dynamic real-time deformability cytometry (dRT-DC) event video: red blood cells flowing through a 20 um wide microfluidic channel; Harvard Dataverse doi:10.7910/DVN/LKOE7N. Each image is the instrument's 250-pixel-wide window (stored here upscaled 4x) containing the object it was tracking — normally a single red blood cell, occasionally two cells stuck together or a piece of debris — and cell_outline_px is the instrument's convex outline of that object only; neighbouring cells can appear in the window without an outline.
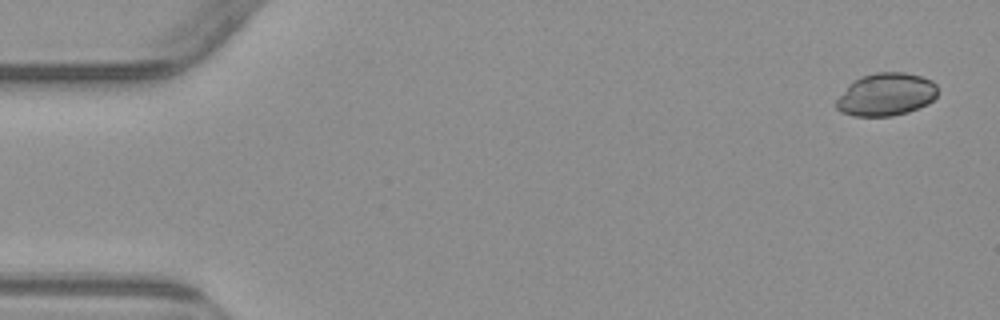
{"species": "common noctule bat (a hibernating species)", "species_latin": "Nyctalus noctula", "temperature_condition": "warm", "stored_images_in_passage": 7, "camera_frame_rate_fps": 3000, "um_per_image_px": 0.085, "animal": {"sex": "male", "body_mass_g": 23.1, "forearm_length_mm": 52.7}, "frame": {"image": 1, "passage_image": 1, "time_ms": 0.0, "image_size_px": [1000, 320], "cell_outline_px": [[936, 96], [928, 104], [908, 112], [892, 116], [852, 116], [840, 112], [836, 108], [836, 100], [848, 84], [852, 80], [876, 72], [904, 72], [920, 76], [932, 80], [936, 84]], "centroid_in_image_um": [75.29, 8.03], "position_along_channel_um": 9.7, "area_um2": 25.37}}
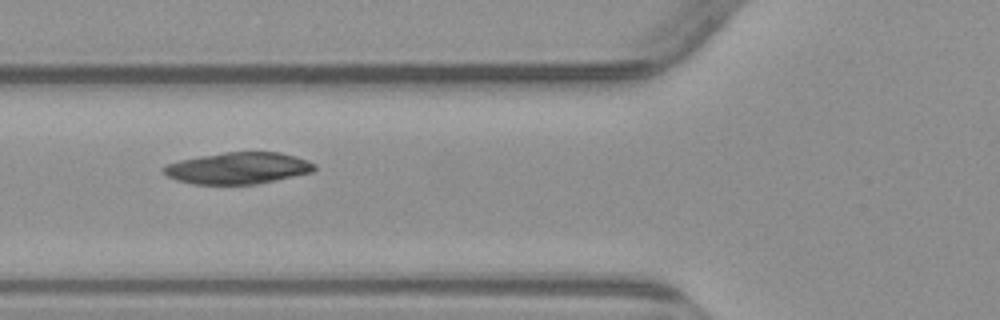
{"frame": {"image": 2, "passage_image": 6, "time_ms": 6.0, "image_size_px": [1000, 320], "cell_outline_px": [[316, 168], [312, 172], [276, 180], [256, 184], [192, 184], [176, 180], [168, 176], [160, 168], [168, 164], [180, 160], [200, 156], [224, 152], [280, 152], [296, 156], [308, 160], [316, 164]], "centroid_in_image_um": [20.25, 14.29], "position_along_channel_um": 105.6, "area_um2": 27.8}}
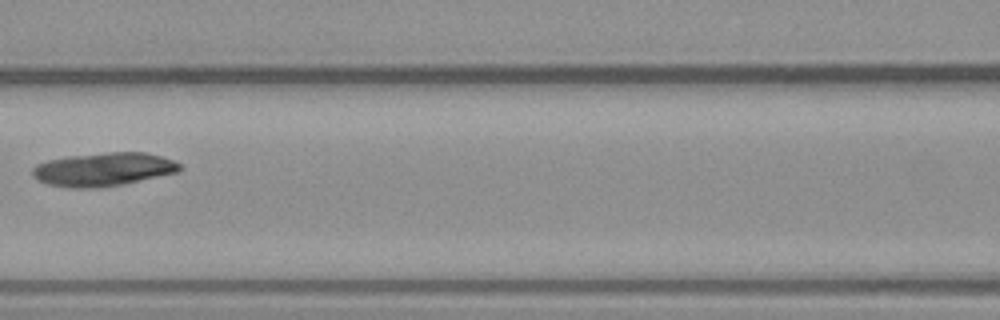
{"frame": {"image": 3, "passage_image": 7, "time_ms": 7.333, "image_size_px": [1000, 320], "cell_outline_px": [[184, 168], [180, 172], [124, 184], [96, 188], [68, 188], [48, 184], [36, 180], [32, 176], [32, 168], [36, 164], [48, 160], [68, 156], [108, 152], [144, 152], [160, 156], [172, 160], [180, 164]], "centroid_in_image_um": [8.79, 14.4], "position_along_channel_um": 157.8, "area_um2": 29.02}}